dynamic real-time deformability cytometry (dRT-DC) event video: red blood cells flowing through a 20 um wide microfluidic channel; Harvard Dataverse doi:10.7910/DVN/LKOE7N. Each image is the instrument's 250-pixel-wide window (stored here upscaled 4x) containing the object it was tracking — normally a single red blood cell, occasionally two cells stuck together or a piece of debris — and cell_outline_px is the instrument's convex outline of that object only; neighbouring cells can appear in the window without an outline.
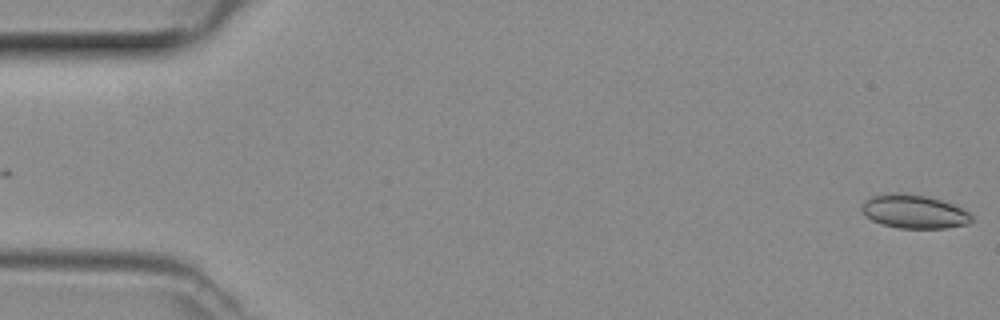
{"species": "common noctule bat (a hibernating species)", "species_latin": "Nyctalus noctula", "temperature_condition": "room temperature", "stored_images_in_passage": 49, "camera_frame_rate_fps": 3000, "um_per_image_px": 0.085, "animal": {"sex": "female", "body_mass_g": 29.2, "forearm_length_mm": 56.3}, "frame": {"image": 1, "passage_image": 1, "time_ms": 0.0, "image_size_px": [1000, 320], "cell_outline_px": [[972, 220], [968, 224], [948, 228], [900, 228], [880, 224], [872, 220], [860, 208], [864, 200], [872, 196], [892, 192], [900, 192], [928, 196], [952, 204], [968, 212], [972, 216]], "centroid_in_image_um": [77.68, 17.98], "position_along_channel_um": 7.3, "area_um2": 21.56}}
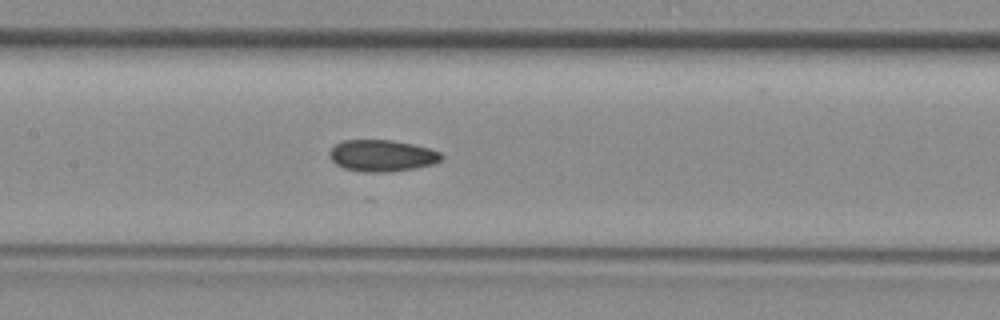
{"frame": {"image": 2, "passage_image": 23, "time_ms": 7.333, "image_size_px": [1000, 320], "cell_outline_px": [[444, 156], [440, 160], [432, 164], [416, 168], [388, 172], [364, 172], [344, 168], [336, 164], [332, 160], [328, 152], [336, 144], [344, 140], [392, 140], [432, 148], [440, 152]], "centroid_in_image_um": [32.49, 13.23], "position_along_channel_um": 174.9, "area_um2": 20.63}}
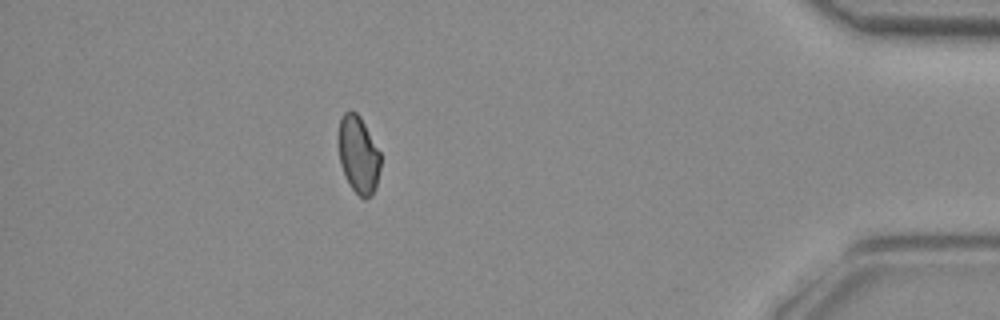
{"frame": {"image": 3, "passage_image": 43, "time_ms": 14.0, "image_size_px": [1000, 320], "cell_outline_px": [[380, 168], [376, 188], [372, 196], [364, 200], [352, 188], [340, 164], [340, 116], [344, 112], [356, 112], [360, 116], [380, 152]], "centroid_in_image_um": [30.5, 13.18], "position_along_channel_um": 404.7, "area_um2": 18.55}}